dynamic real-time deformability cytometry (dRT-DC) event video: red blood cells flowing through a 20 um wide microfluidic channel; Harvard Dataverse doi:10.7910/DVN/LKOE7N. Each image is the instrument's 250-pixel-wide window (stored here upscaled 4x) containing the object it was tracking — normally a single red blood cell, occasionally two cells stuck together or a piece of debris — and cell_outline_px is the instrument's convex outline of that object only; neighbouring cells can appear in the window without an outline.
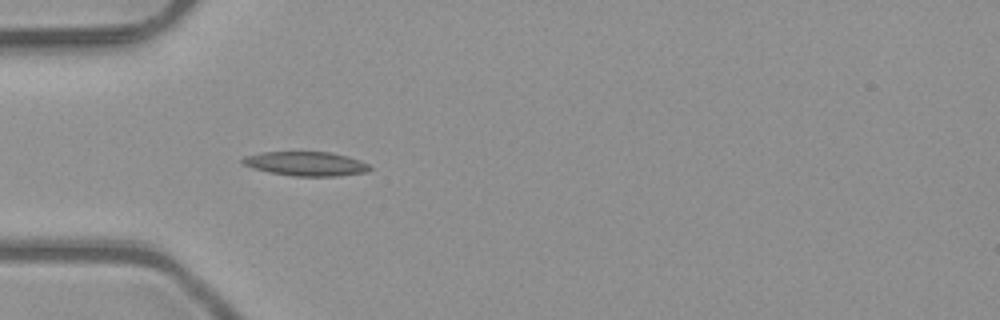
{"species": "common noctule bat (a hibernating species)", "species_latin": "Nyctalus noctula", "temperature_condition": "room temperature", "stored_images_in_passage": 2, "camera_frame_rate_fps": 3000, "um_per_image_px": 0.085, "animal": {"sex": "male", "body_mass_g": 23.1, "forearm_length_mm": 52.7}, "frame": {"image": 1, "passage_image": 2, "time_ms": 0.333, "image_size_px": [1000, 320], "cell_outline_px": [[372, 168], [368, 172], [336, 176], [292, 176], [268, 172], [252, 168], [244, 164], [240, 160], [244, 156], [260, 152], [332, 152], [348, 156], [360, 160], [368, 164]], "centroid_in_image_um": [26.0, 13.92], "position_along_channel_um": 59.0, "area_um2": 18.09}}